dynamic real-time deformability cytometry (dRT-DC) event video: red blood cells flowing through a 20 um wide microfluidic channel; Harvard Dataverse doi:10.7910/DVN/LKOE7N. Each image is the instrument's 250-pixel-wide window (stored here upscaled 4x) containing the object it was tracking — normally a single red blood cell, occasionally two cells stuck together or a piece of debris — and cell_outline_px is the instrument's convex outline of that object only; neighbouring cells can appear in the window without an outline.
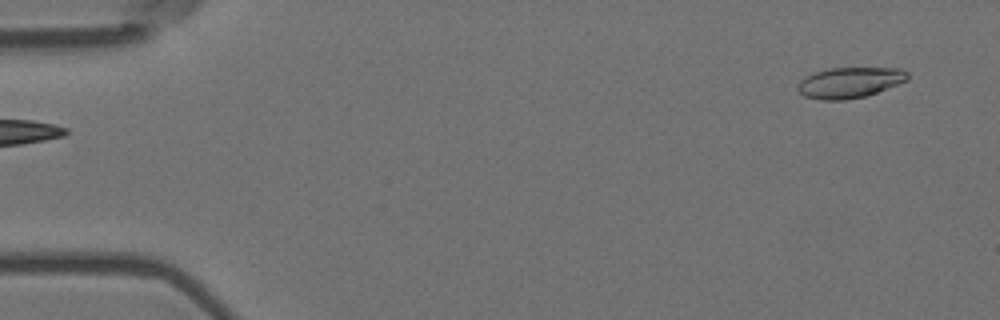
{"species": "Egyptian fruit bat (a non-hibernating species)", "species_latin": "Rousettus aegyptiacus", "temperature_condition": "room temperature", "stored_images_in_passage": 54, "camera_frame_rate_fps": 3000, "um_per_image_px": 0.085, "animal": {"sex": "female"}, "frame": {"image": 1, "passage_image": 1, "time_ms": 0.0, "image_size_px": [1000, 320], "cell_outline_px": [[908, 80], [876, 92], [864, 96], [844, 100], [820, 100], [804, 96], [796, 88], [796, 84], [804, 76], [828, 68], [900, 68], [908, 72]], "centroid_in_image_um": [72.18, 7.01], "position_along_channel_um": 12.8, "area_um2": 19.65}}
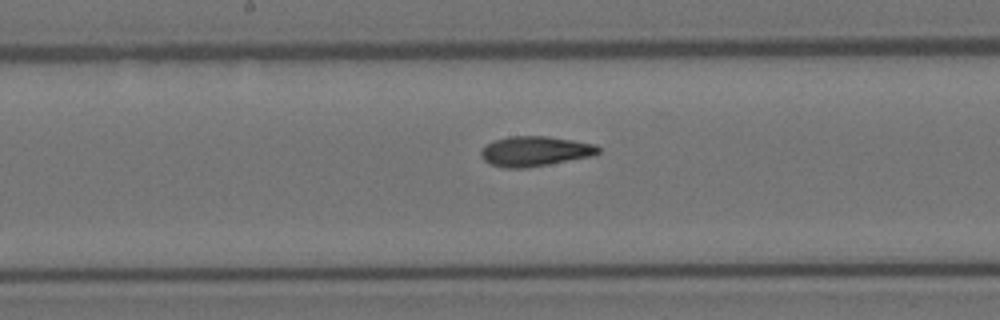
{"frame": {"image": 2, "passage_image": 27, "time_ms": 8.667, "image_size_px": [1000, 320], "cell_outline_px": [[600, 152], [592, 156], [548, 164], [524, 168], [504, 168], [488, 164], [480, 156], [480, 152], [492, 140], [508, 136], [548, 136], [596, 144], [600, 148]], "centroid_in_image_um": [45.45, 12.85], "position_along_channel_um": 202.7, "area_um2": 20.58}}
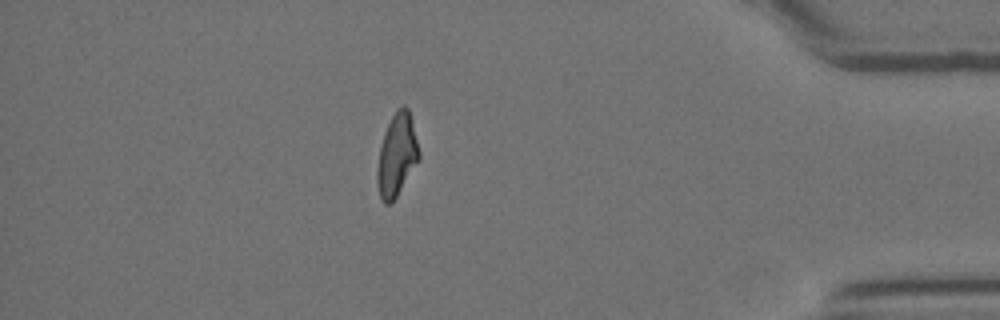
{"frame": {"image": 3, "passage_image": 47, "time_ms": 15.333, "image_size_px": [1000, 320], "cell_outline_px": [[420, 160], [392, 204], [384, 204], [380, 200], [376, 180], [376, 172], [380, 148], [384, 132], [396, 108], [404, 104], [408, 108], [412, 120], [420, 152]], "centroid_in_image_um": [33.73, 13.21], "position_along_channel_um": 401.5, "area_um2": 20.52}, "authors_computed_cell_mechanics": {"area_um2": 20.1144, "velocity_mm_per_s": 3.591, "shape_relaxation_time_tau1_ms": null, "shape_relaxation_time_tau2_ms": 2.988, "deformation_change_tau1": null, "deformation_change_tau2": 0.1025}}